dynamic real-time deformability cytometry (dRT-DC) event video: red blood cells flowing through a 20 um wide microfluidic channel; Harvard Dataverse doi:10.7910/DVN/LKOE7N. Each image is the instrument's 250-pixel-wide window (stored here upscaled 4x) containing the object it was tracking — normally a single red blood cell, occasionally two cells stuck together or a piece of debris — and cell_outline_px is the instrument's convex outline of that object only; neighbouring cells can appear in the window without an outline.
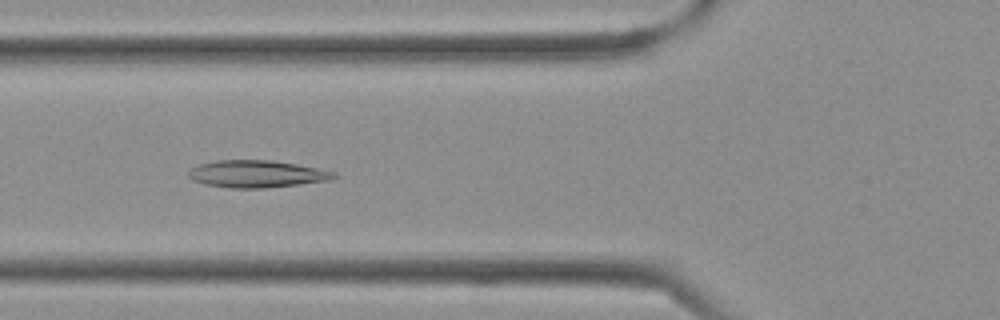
{"species": "Egyptian fruit bat (a non-hibernating species)", "species_latin": "Rousettus aegyptiacus", "temperature_condition": "cold", "stored_images_in_passage": 37, "camera_frame_rate_fps": 3000, "um_per_image_px": 0.085, "frame": {"image": 1, "passage_image": 13, "time_ms": 4.0, "image_size_px": [1000, 320], "cell_outline_px": [[336, 176], [332, 180], [264, 188], [232, 188], [204, 184], [192, 180], [188, 176], [188, 168], [200, 164], [216, 160], [272, 160], [296, 164], [336, 172]], "centroid_in_image_um": [21.78, 14.78], "position_along_channel_um": 104.0, "area_um2": 23.06}}
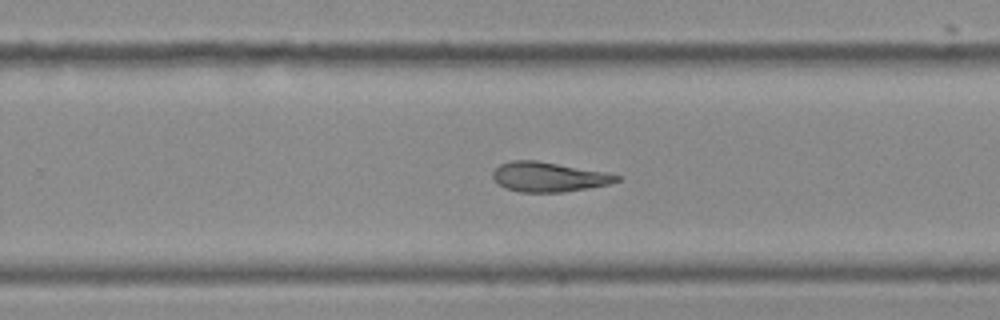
{"frame": {"image": 2, "passage_image": 23, "time_ms": 7.333, "image_size_px": [1000, 320], "cell_outline_px": [[620, 180], [608, 184], [560, 192], [520, 192], [504, 188], [492, 176], [492, 172], [500, 164], [512, 160], [536, 160], [604, 172], [620, 176]], "centroid_in_image_um": [46.58, 15.03], "position_along_channel_um": 283.2, "area_um2": 21.04}}
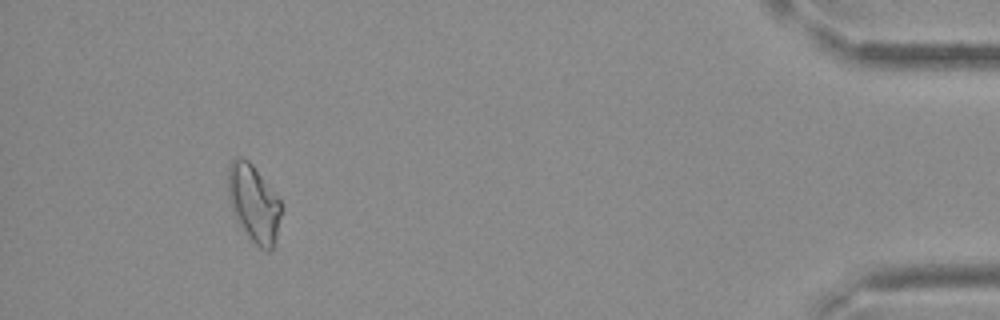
{"frame": {"image": 3, "passage_image": 34, "time_ms": 11.0, "image_size_px": [1000, 320], "cell_outline_px": [[284, 208], [276, 244], [268, 252], [264, 252], [252, 240], [236, 220], [232, 212], [228, 196], [228, 164], [232, 160], [248, 160], [252, 164], [280, 200]], "centroid_in_image_um": [21.61, 17.35], "position_along_channel_um": 413.6, "area_um2": 24.16}}